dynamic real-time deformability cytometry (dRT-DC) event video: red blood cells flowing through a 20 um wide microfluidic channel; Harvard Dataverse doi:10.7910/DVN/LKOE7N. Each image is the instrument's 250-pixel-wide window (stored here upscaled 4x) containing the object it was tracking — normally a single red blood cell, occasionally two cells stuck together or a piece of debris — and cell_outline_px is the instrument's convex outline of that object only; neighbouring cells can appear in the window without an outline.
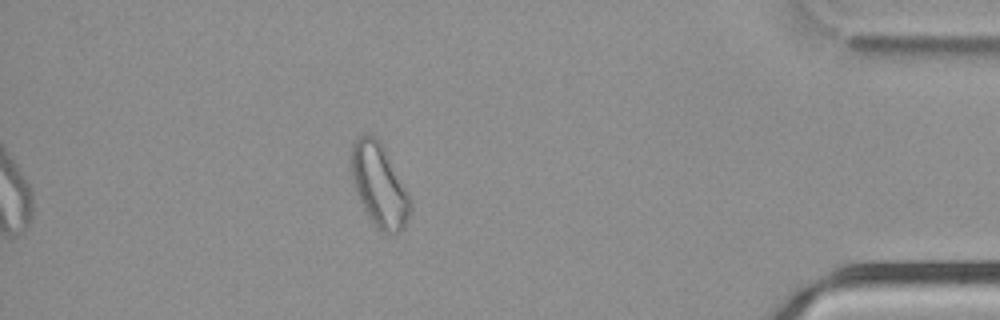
{"species": "common noctule bat (a hibernating species)", "species_latin": "Nyctalus noctula", "temperature_condition": "cold", "stored_images_in_passage": 51, "segment_of_instrument_passage": [1, 2], "camera_frame_rate_fps": 3000, "um_per_image_px": 0.085, "animal": {"sex": "male", "body_mass_g": 21.5, "forearm_length_mm": 52.0}, "frame": {"image": 1, "passage_image": 44, "time_ms": 14.333, "image_size_px": [1000, 320], "cell_outline_px": [[412, 208], [404, 228], [400, 232], [384, 232], [376, 228], [372, 224], [352, 184], [348, 168], [348, 160], [352, 144], [356, 136], [376, 136], [384, 148], [408, 192], [412, 204]], "centroid_in_image_um": [32.19, 15.73], "position_along_channel_um": 403.0, "area_um2": 28.96}}